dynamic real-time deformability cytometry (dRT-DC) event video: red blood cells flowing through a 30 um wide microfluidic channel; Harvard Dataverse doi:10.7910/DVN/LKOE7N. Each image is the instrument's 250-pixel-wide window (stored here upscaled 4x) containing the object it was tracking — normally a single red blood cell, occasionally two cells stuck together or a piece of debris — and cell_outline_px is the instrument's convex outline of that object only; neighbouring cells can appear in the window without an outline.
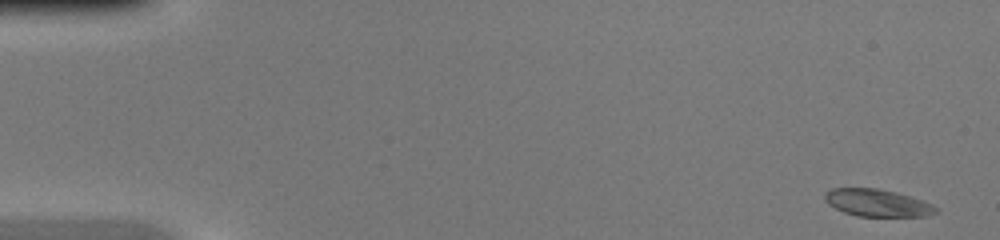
{"species": "common noctule bat (a hibernating species)", "species_latin": "Nyctalus noctula", "temperature_condition": "warm", "stored_images_in_passage": 45, "camera_frame_rate_fps": 3000, "um_per_image_px": 0.085, "animal": {"sex": "female", "body_mass_g": 20.0, "forearm_length_mm": 54.0}, "frame": {"image": 1, "passage_image": 1, "time_ms": 0.0, "image_size_px": [1000, 240], "cell_outline_px": [[940, 212], [924, 216], [856, 216], [844, 212], [828, 204], [824, 200], [824, 192], [832, 188], [876, 188], [896, 192], [932, 204]], "centroid_in_image_um": [74.53, 17.24], "position_along_channel_um": 10.5, "area_um2": 17.57}}
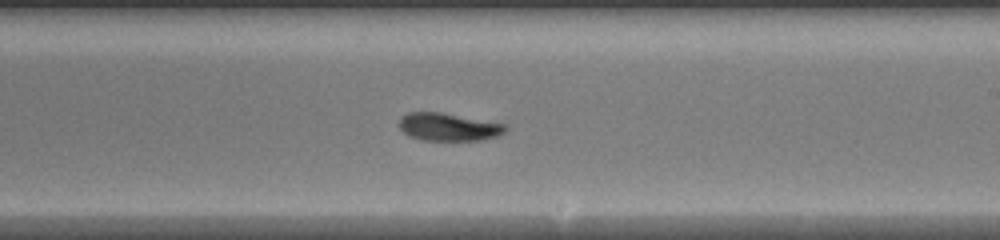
{"frame": {"image": 2, "passage_image": 27, "time_ms": 8.667, "image_size_px": [1000, 240], "cell_outline_px": [[508, 128], [504, 132], [496, 136], [480, 140], [424, 140], [408, 136], [400, 128], [400, 116], [408, 112], [440, 112], [504, 124]], "centroid_in_image_um": [38.08, 10.79], "position_along_channel_um": 250.9, "area_um2": 16.99}}
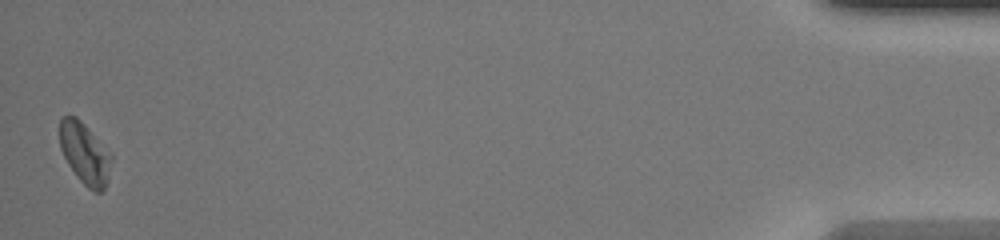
{"frame": {"image": 3, "passage_image": 45, "time_ms": 14.667, "image_size_px": [1000, 240], "cell_outline_px": [[112, 160], [104, 188], [100, 192], [96, 192], [88, 188], [76, 176], [68, 164], [60, 148], [60, 120], [64, 116], [76, 116], [112, 152]], "centroid_in_image_um": [7.22, 13.03], "position_along_channel_um": 428.0, "area_um2": 18.38}}